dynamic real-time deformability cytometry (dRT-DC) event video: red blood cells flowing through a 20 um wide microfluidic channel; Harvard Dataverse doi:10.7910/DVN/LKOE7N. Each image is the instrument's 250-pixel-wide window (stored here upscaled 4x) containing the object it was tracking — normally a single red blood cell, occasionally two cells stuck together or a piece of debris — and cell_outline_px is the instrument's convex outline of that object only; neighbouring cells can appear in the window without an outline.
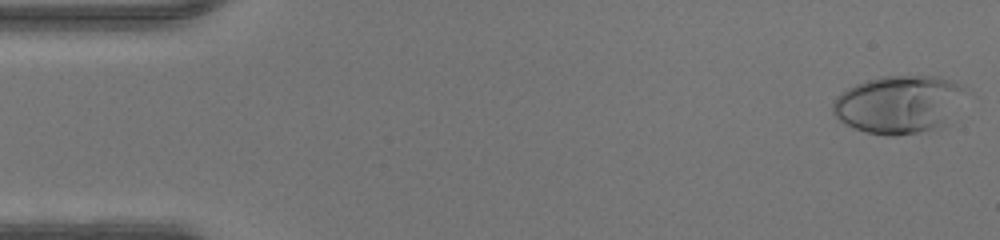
{"species": "human", "species_latin": "Homo sapiens", "temperature_condition": "warm", "stored_images_in_passage": 47, "camera_frame_rate_fps": 3000, "um_per_image_px": 0.085, "donor": {"sex": "male"}, "frame": {"image": 1, "passage_image": 1, "time_ms": 0.0, "image_size_px": [1000, 240], "cell_outline_px": [[964, 88], [940, 120], [932, 128], [916, 132], [896, 136], [888, 136], [864, 132], [852, 128], [840, 120], [832, 112], [832, 100], [836, 96], [848, 88], [856, 84], [868, 80], [884, 76], [940, 76], [952, 80]], "centroid_in_image_um": [76.17, 8.84], "position_along_channel_um": 8.8, "area_um2": 42.71}}
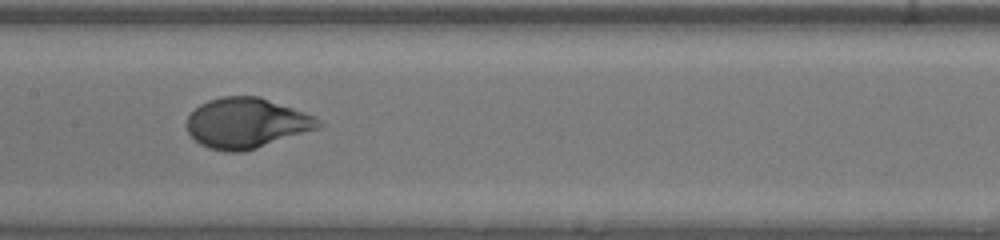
{"frame": {"image": 2, "passage_image": 23, "time_ms": 7.333, "image_size_px": [1000, 240], "cell_outline_px": [[324, 124], [316, 128], [244, 152], [224, 152], [208, 148], [200, 144], [188, 132], [188, 116], [200, 104], [208, 100], [220, 96], [260, 96], [292, 108], [312, 116], [320, 120]], "centroid_in_image_um": [20.9, 10.46], "position_along_channel_um": 186.5, "area_um2": 38.03}}
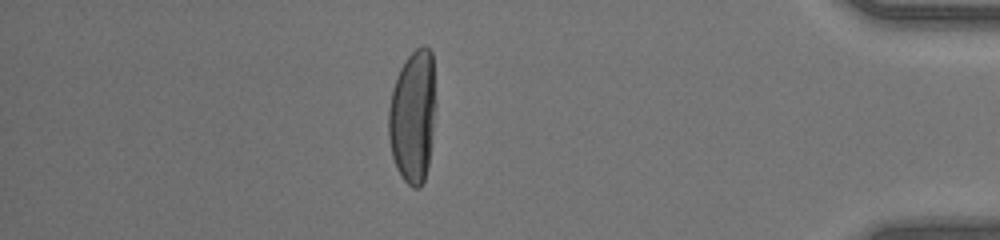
{"frame": {"image": 3, "passage_image": 41, "time_ms": 13.333, "image_size_px": [1000, 240], "cell_outline_px": [[436, 104], [428, 164], [424, 180], [420, 188], [412, 188], [400, 176], [396, 168], [392, 156], [388, 136], [388, 108], [392, 88], [396, 76], [400, 68], [408, 56], [416, 48], [424, 44], [432, 52]], "centroid_in_image_um": [35.08, 9.88], "position_along_channel_um": 400.1, "area_um2": 36.99}}